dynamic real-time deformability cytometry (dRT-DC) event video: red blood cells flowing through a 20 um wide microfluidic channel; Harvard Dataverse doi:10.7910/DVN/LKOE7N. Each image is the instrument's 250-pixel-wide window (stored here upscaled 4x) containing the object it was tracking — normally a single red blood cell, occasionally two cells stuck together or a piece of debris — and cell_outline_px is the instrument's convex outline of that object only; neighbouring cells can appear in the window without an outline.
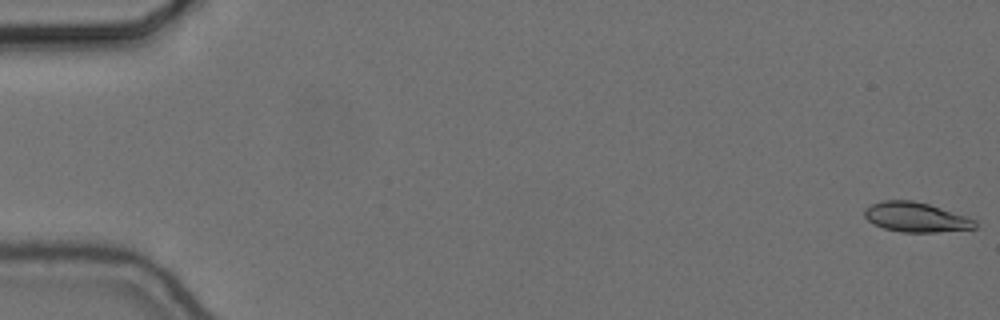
{"species": "common noctule bat (a hibernating species)", "species_latin": "Nyctalus noctula", "temperature_condition": "cold", "stored_images_in_passage": 58, "segment_of_instrument_passage": [1, 2], "camera_frame_rate_fps": 3000, "um_per_image_px": 0.085, "animal": {"sex": "female", "body_mass_g": 24.6, "forearm_length_mm": 56.2}, "frame": {"image": 1, "passage_image": 1, "time_ms": 0.0, "image_size_px": [1000, 320], "cell_outline_px": [[976, 228], [936, 232], [900, 232], [884, 228], [868, 220], [864, 216], [864, 208], [872, 204], [884, 200], [912, 200], [928, 204], [976, 220]], "centroid_in_image_um": [77.82, 18.46], "position_along_channel_um": 7.2, "area_um2": 18.84}}
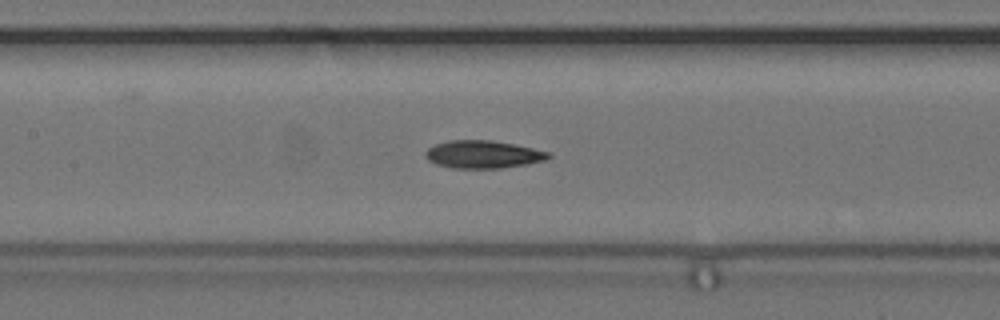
{"frame": {"image": 2, "passage_image": 27, "time_ms": 8.667, "image_size_px": [1000, 320], "cell_outline_px": [[552, 156], [548, 160], [528, 164], [500, 168], [452, 168], [436, 164], [428, 160], [424, 156], [424, 152], [428, 148], [436, 144], [452, 140], [492, 140], [552, 152]], "centroid_in_image_um": [41.09, 13.13], "position_along_channel_um": 166.3, "area_um2": 20.0}}
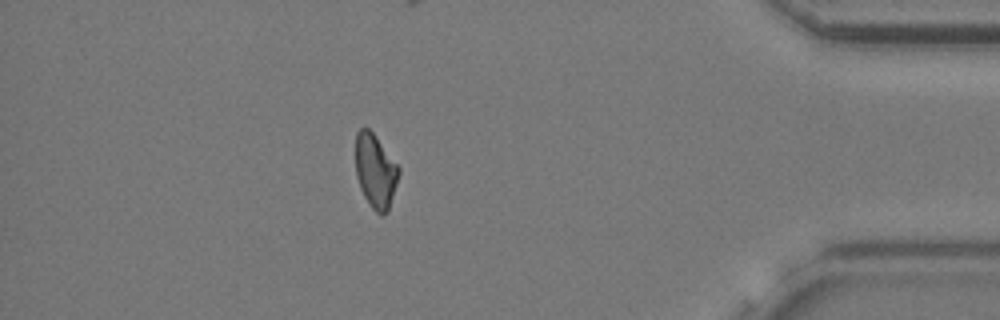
{"frame": {"image": 3, "passage_image": 50, "time_ms": 16.333, "image_size_px": [1000, 320], "cell_outline_px": [[400, 172], [388, 212], [384, 216], [380, 216], [372, 208], [364, 196], [360, 188], [356, 176], [356, 132], [360, 128], [368, 128], [376, 136], [400, 168]], "centroid_in_image_um": [31.91, 14.56], "position_along_channel_um": 403.3, "area_um2": 18.67}}